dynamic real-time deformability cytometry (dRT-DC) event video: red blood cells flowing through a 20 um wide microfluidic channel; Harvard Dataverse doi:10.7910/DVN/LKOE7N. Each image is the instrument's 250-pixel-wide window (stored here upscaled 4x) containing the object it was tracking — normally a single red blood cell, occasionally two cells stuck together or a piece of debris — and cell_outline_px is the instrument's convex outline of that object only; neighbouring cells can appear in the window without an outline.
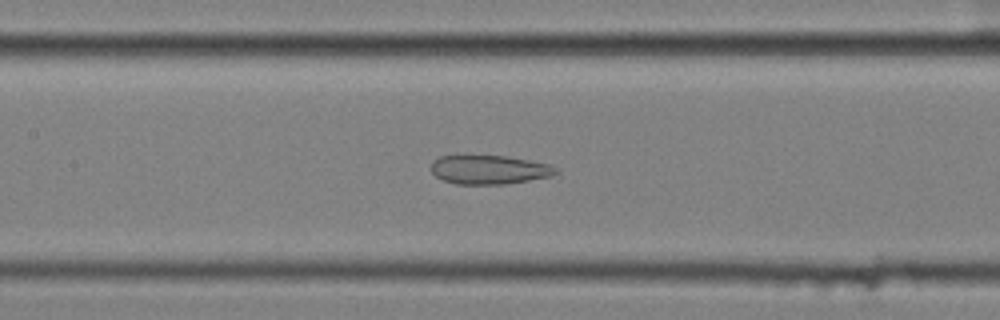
{"species": "common noctule bat (a hibernating species)", "species_latin": "Nyctalus noctula", "temperature_condition": "cold", "stored_images_in_passage": 57, "camera_frame_rate_fps": 3000, "um_per_image_px": 0.085, "animal": {"sex": "female", "body_mass_g": 25.1}, "frame": {"image": 1, "passage_image": 26, "time_ms": 8.333, "image_size_px": [1000, 320], "cell_outline_px": [[560, 172], [552, 176], [504, 184], [456, 184], [444, 180], [436, 176], [432, 172], [432, 160], [440, 156], [504, 156], [528, 160], [548, 164], [556, 168]], "centroid_in_image_um": [41.59, 14.42], "position_along_channel_um": 165.8, "area_um2": 20.81}}
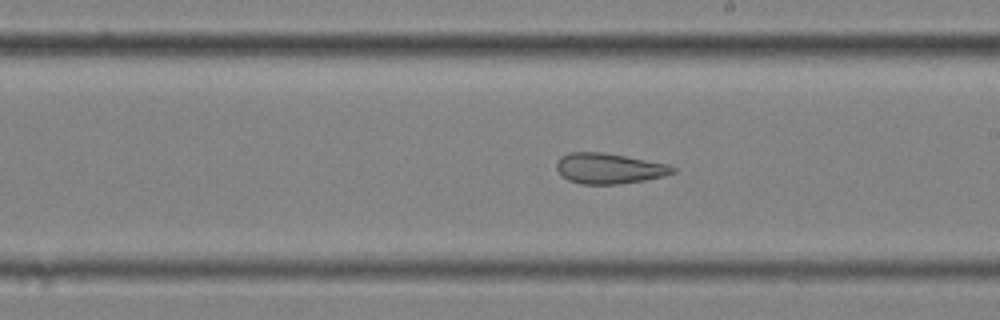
{"frame": {"image": 2, "passage_image": 32, "time_ms": 10.333, "image_size_px": [1000, 320], "cell_outline_px": [[676, 172], [664, 176], [644, 180], [620, 184], [580, 184], [568, 180], [560, 176], [556, 168], [556, 164], [560, 156], [568, 152], [604, 152], [668, 164], [676, 168]], "centroid_in_image_um": [51.74, 14.32], "position_along_channel_um": 237.3, "area_um2": 20.87}}
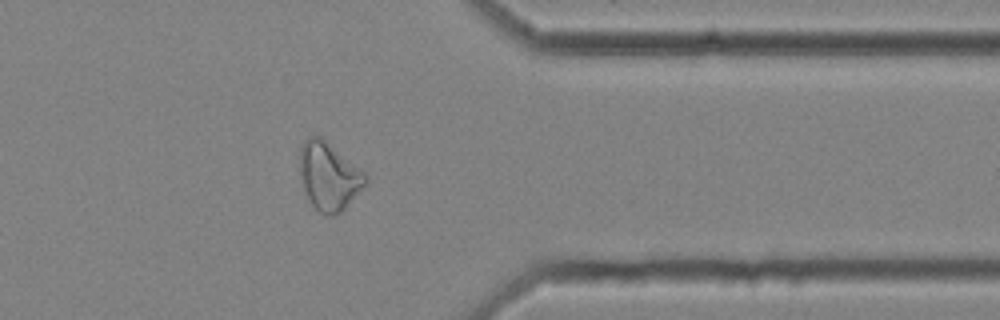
{"frame": {"image": 3, "passage_image": 45, "time_ms": 14.667, "image_size_px": [1000, 320], "cell_outline_px": [[368, 180], [344, 208], [340, 212], [332, 216], [328, 216], [320, 212], [308, 200], [300, 176], [300, 148], [308, 136], [320, 136], [364, 172], [368, 176]], "centroid_in_image_um": [27.93, 14.98], "position_along_channel_um": 383.5, "area_um2": 25.43}}